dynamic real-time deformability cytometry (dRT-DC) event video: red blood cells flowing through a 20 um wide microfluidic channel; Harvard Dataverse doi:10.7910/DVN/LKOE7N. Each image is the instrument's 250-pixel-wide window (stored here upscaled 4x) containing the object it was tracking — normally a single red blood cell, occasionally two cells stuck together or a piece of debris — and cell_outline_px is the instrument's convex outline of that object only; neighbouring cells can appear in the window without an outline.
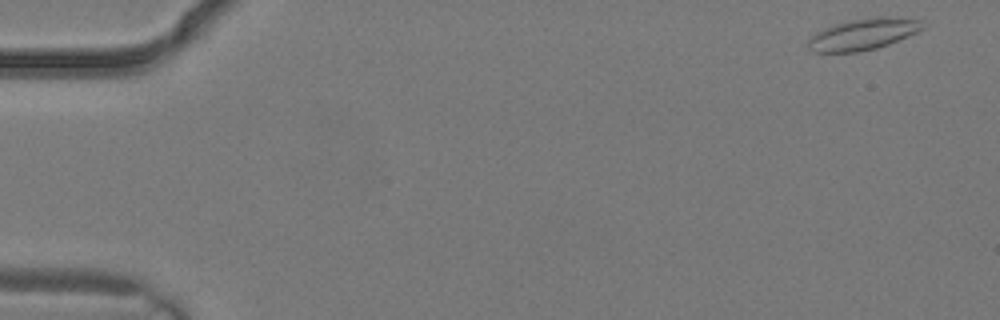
{"species": "common noctule bat (a hibernating species)", "species_latin": "Nyctalus noctula", "temperature_condition": "warm", "stored_images_in_passage": 3, "camera_frame_rate_fps": 3000, "um_per_image_px": 0.085, "animal": {"sex": "male", "body_mass_g": 19.2, "forearm_length_mm": 51.8}, "frame": {"image": 1, "passage_image": 1, "time_ms": 0.0, "image_size_px": [1000, 320], "cell_outline_px": [[924, 28], [908, 36], [888, 44], [876, 48], [856, 52], [812, 52], [808, 48], [808, 40], [816, 32], [824, 28], [836, 24], [852, 20], [880, 16], [888, 16], [920, 20]], "centroid_in_image_um": [73.35, 2.91], "position_along_channel_um": 11.7, "area_um2": 20.63}}